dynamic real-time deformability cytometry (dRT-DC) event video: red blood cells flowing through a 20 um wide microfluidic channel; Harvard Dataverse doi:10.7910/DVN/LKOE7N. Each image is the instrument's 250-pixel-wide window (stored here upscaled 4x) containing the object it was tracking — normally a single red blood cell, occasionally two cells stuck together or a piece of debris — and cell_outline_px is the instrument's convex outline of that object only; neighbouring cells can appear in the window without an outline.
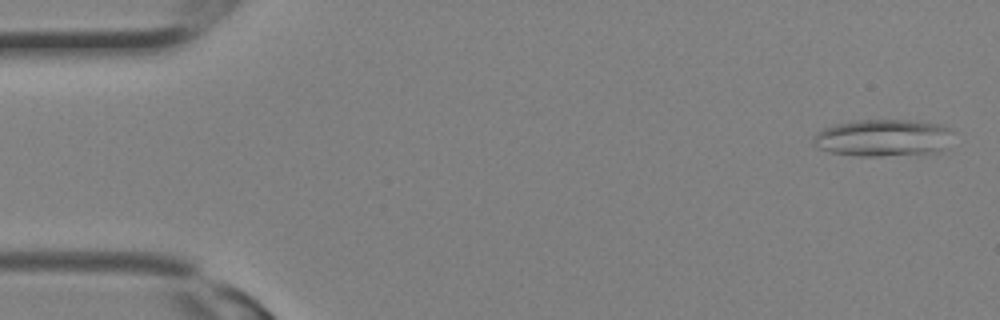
{"species": "Egyptian fruit bat (a non-hibernating species)", "species_latin": "Rousettus aegyptiacus", "temperature_condition": "room temperature", "stored_images_in_passage": 10, "camera_frame_rate_fps": 3000, "um_per_image_px": 0.085, "animal": {"sex": "female"}, "frame": {"image": 1, "passage_image": 1, "time_ms": 0.0, "image_size_px": [1000, 320], "cell_outline_px": [[956, 132], [948, 148], [944, 152], [880, 156], [856, 156], [832, 152], [820, 148], [812, 144], [812, 136], [824, 128], [836, 124], [852, 120], [916, 120], [940, 124], [952, 128]], "centroid_in_image_um": [75.18, 11.71], "position_along_channel_um": 9.8, "area_um2": 31.04}}
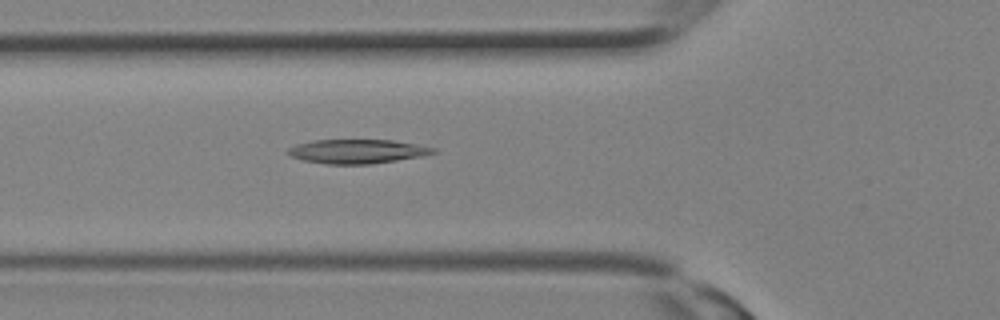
{"frame": {"image": 2, "passage_image": 10, "time_ms": 3.0, "image_size_px": [1000, 320], "cell_outline_px": [[436, 152], [420, 156], [396, 160], [368, 164], [328, 164], [304, 160], [292, 156], [284, 152], [288, 148], [296, 144], [312, 140], [392, 140], [416, 144], [436, 148]], "centroid_in_image_um": [30.32, 12.86], "position_along_channel_um": 95.5, "area_um2": 20.23}}